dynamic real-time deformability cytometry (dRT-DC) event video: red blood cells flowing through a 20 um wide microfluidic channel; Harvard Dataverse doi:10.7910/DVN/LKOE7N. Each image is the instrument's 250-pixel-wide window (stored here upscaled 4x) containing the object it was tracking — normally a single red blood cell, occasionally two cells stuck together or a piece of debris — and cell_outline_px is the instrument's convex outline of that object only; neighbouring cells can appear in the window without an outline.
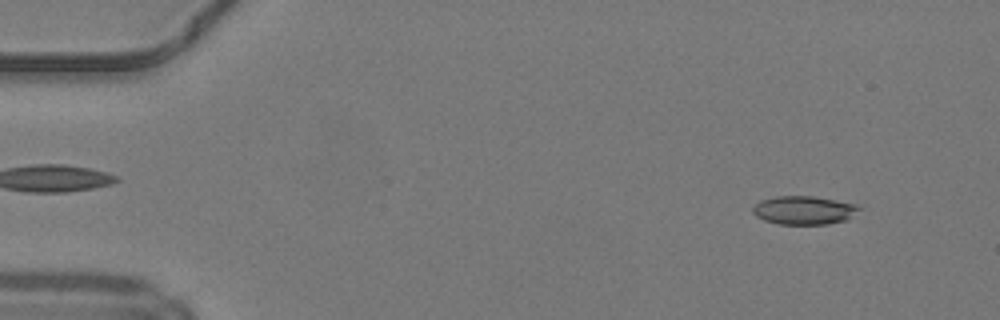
{"species": "common noctule bat (a hibernating species)", "species_latin": "Nyctalus noctula", "temperature_condition": "warm", "stored_images_in_passage": 45, "camera_frame_rate_fps": 3000, "um_per_image_px": 0.085, "animal": {"sex": "male", "body_mass_g": 19.2, "forearm_length_mm": 51.8}, "frame": {"image": 1, "passage_image": 1, "time_ms": 0.0, "image_size_px": [1000, 320], "cell_outline_px": [[864, 208], [848, 220], [828, 224], [780, 224], [764, 220], [756, 216], [752, 212], [752, 208], [760, 200], [776, 196], [812, 196], [836, 200], [856, 204]], "centroid_in_image_um": [68.38, 17.87], "position_along_channel_um": 16.6, "area_um2": 17.86}}
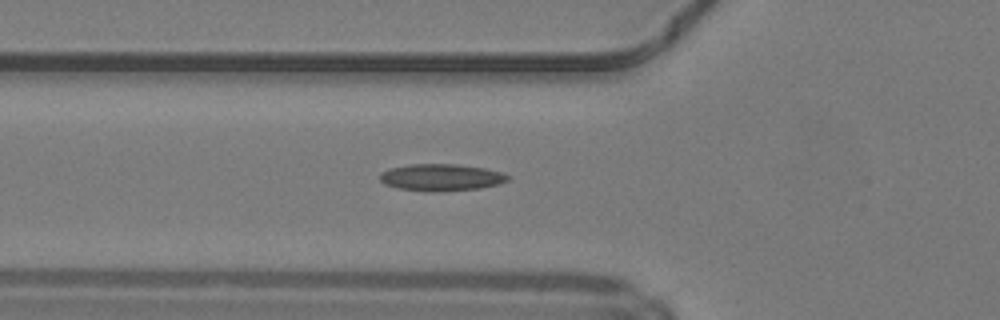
{"frame": {"image": 2, "passage_image": 14, "time_ms": 4.333, "image_size_px": [1000, 320], "cell_outline_px": [[508, 180], [496, 184], [480, 188], [432, 192], [400, 188], [384, 184], [380, 180], [380, 172], [388, 168], [408, 164], [456, 164], [484, 168], [500, 172], [508, 176]], "centroid_in_image_um": [37.43, 15.07], "position_along_channel_um": 88.4, "area_um2": 19.88}}
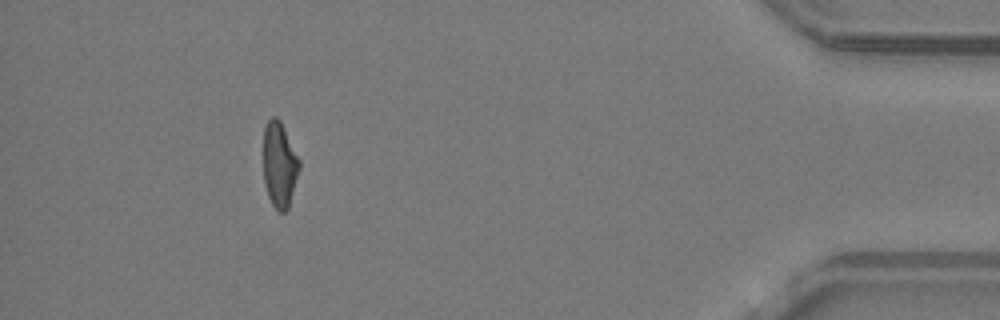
{"frame": {"image": 3, "passage_image": 41, "time_ms": 13.333, "image_size_px": [1000, 320], "cell_outline_px": [[300, 168], [288, 208], [284, 212], [280, 212], [272, 204], [268, 196], [264, 184], [264, 128], [268, 120], [272, 116], [276, 116], [280, 120], [300, 160]], "centroid_in_image_um": [23.75, 13.99], "position_along_channel_um": 411.4, "area_um2": 17.8}, "authors_computed_cell_mechanics": {"area_um2": 18.4382, "velocity_mm_per_s": 4.2563, "shape_relaxation_time_tau1_ms": null, "shape_relaxation_time_tau2_ms": 3.3853, "deformation_change_tau1": null, "deformation_change_tau2": 0.1418}}